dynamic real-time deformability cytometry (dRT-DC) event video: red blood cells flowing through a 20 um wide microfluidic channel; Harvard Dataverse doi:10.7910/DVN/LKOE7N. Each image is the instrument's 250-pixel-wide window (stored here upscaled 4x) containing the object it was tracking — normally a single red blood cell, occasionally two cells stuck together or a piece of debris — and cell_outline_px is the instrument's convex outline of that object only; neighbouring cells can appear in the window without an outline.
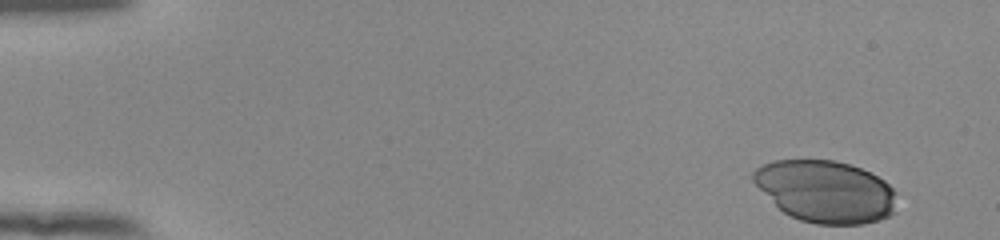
{"species": "human", "species_latin": "Homo sapiens", "temperature_condition": "room temperature", "stored_images_in_passage": 46, "camera_frame_rate_fps": 3000, "um_per_image_px": 0.085, "donor": {"sex": "female"}, "frame": {"image": 1, "passage_image": 1, "time_ms": 0.0, "image_size_px": [1000, 240], "cell_outline_px": [[896, 212], [880, 220], [864, 224], [816, 224], [800, 220], [784, 212], [752, 180], [752, 172], [756, 168], [764, 164], [776, 160], [832, 160], [848, 164], [860, 168], [884, 180], [896, 192]], "centroid_in_image_um": [70.22, 16.28], "position_along_channel_um": 14.8, "area_um2": 51.56}}